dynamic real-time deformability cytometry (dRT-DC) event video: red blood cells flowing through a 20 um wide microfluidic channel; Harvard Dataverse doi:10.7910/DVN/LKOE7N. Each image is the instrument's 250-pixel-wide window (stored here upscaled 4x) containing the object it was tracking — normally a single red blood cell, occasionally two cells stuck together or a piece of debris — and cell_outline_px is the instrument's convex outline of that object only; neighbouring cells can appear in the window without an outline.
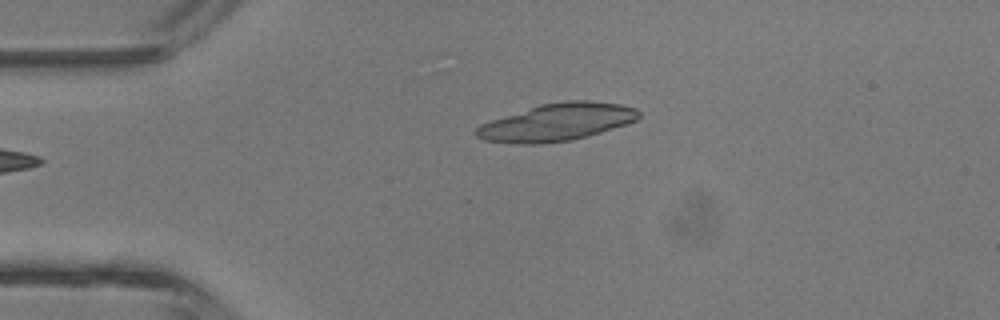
{"species": "common noctule bat (a hibernating species)", "species_latin": "Nyctalus noctula", "temperature_condition": "room temperature", "stored_images_in_passage": 4, "camera_frame_rate_fps": 3000, "um_per_image_px": 0.085, "animal": {"sex": "male", "body_mass_g": 13.3}, "frame": {"image": 1, "passage_image": 4, "time_ms": 3.667, "image_size_px": [1000, 320], "cell_outline_px": [[640, 116], [636, 120], [628, 124], [588, 136], [572, 140], [540, 144], [520, 144], [484, 140], [476, 136], [476, 128], [480, 124], [540, 104], [568, 100], [588, 100], [620, 104], [636, 108], [640, 112]], "centroid_in_image_um": [47.37, 10.39], "position_along_channel_um": 37.6, "area_um2": 35.37}}